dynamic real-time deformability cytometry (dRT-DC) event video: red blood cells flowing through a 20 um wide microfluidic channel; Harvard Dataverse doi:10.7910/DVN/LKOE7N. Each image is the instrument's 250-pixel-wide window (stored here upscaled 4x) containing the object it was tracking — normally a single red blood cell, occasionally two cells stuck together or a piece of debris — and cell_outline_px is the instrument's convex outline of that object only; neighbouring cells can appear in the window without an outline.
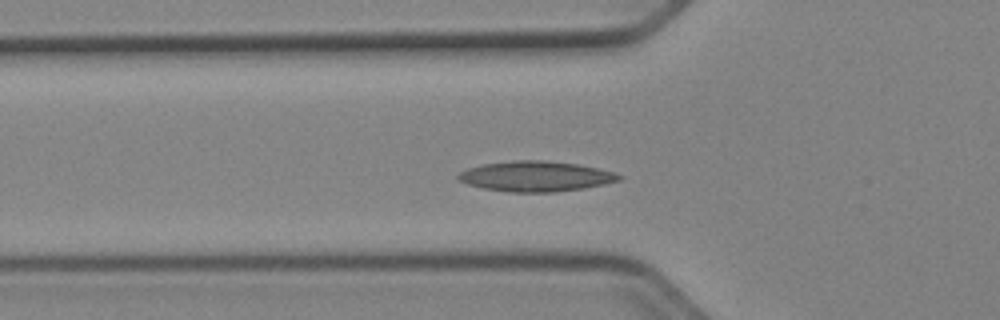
{"species": "Egyptian fruit bat (a non-hibernating species)", "species_latin": "Rousettus aegyptiacus", "temperature_condition": "cold", "stored_images_in_passage": 33, "camera_frame_rate_fps": 3000, "um_per_image_px": 0.085, "animal": {"sex": "female"}, "frame": {"image": 1, "passage_image": 5, "time_ms": 1.333, "image_size_px": [1000, 320], "cell_outline_px": [[624, 176], [620, 180], [604, 184], [584, 188], [556, 192], [508, 192], [484, 188], [468, 184], [456, 180], [456, 176], [460, 172], [468, 168], [480, 164], [512, 160], [544, 160], [580, 164], [612, 172]], "centroid_in_image_um": [45.51, 14.98], "position_along_channel_um": 80.3, "area_um2": 28.55}}
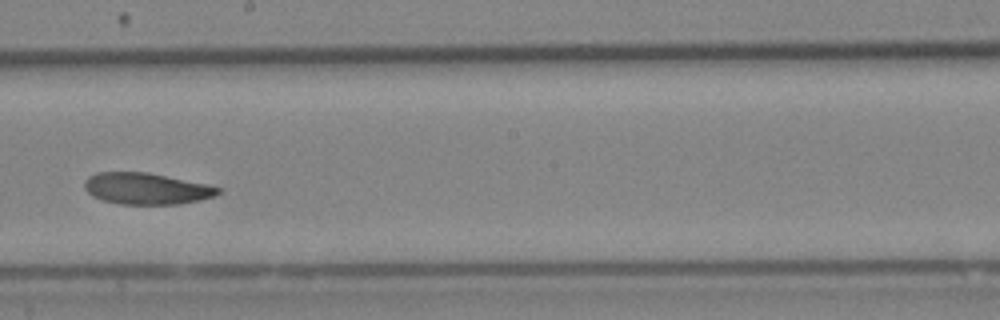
{"frame": {"image": 2, "passage_image": 17, "time_ms": 5.333, "image_size_px": [1000, 320], "cell_outline_px": [[220, 192], [216, 196], [200, 200], [180, 204], [120, 204], [104, 200], [92, 196], [84, 188], [84, 180], [88, 176], [96, 172], [148, 172], [208, 184], [220, 188]], "centroid_in_image_um": [12.44, 16.02], "position_along_channel_um": 235.8, "area_um2": 24.62}}
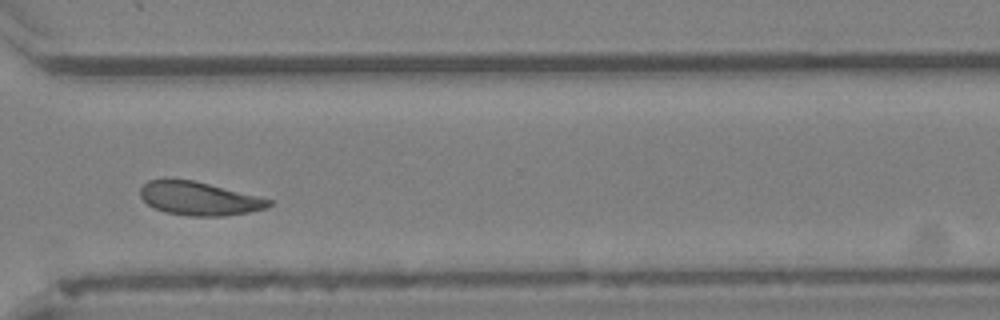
{"frame": {"image": 3, "passage_image": 26, "time_ms": 8.333, "image_size_px": [1000, 320], "cell_outline_px": [[272, 204], [268, 208], [248, 212], [224, 216], [188, 216], [164, 212], [148, 204], [140, 196], [140, 188], [148, 180], [192, 180], [272, 200]], "centroid_in_image_um": [16.92, 16.9], "position_along_channel_um": 353.7, "area_um2": 24.62}, "authors_computed_cell_mechanics": {"area_um2": 25.0274, "velocity_mm_per_s": 3.9037, "shape_relaxation_time_tau1_ms": 6.701, "shape_relaxation_time_tau2_ms": 8.4956, "deformation_change_tau1": 0.1244, "deformation_change_tau2": 0.1452}}